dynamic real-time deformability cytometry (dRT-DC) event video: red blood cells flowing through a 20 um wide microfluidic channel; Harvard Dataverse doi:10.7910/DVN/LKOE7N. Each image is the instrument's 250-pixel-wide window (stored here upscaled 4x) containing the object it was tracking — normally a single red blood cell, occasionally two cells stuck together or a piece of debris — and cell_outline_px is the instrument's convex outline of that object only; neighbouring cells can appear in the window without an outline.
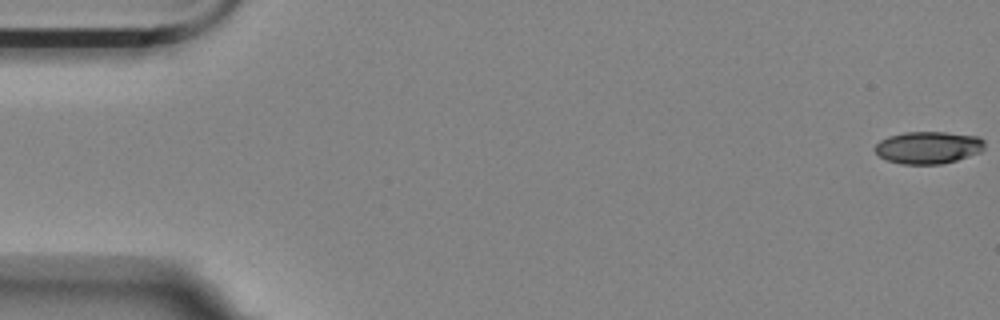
{"species": "Egyptian fruit bat (a non-hibernating species)", "species_latin": "Rousettus aegyptiacus", "temperature_condition": "room temperature", "stored_images_in_passage": 56, "camera_frame_rate_fps": 3000, "um_per_image_px": 0.085, "animal": {"sex": "female"}, "frame": {"image": 1, "passage_image": 1, "time_ms": 0.0, "image_size_px": [1000, 320], "cell_outline_px": [[984, 148], [980, 152], [956, 160], [940, 164], [900, 164], [884, 160], [872, 148], [880, 140], [888, 136], [904, 132], [944, 132], [980, 136], [984, 140]], "centroid_in_image_um": [78.87, 12.53], "position_along_channel_um": 6.1, "area_um2": 20.81}}
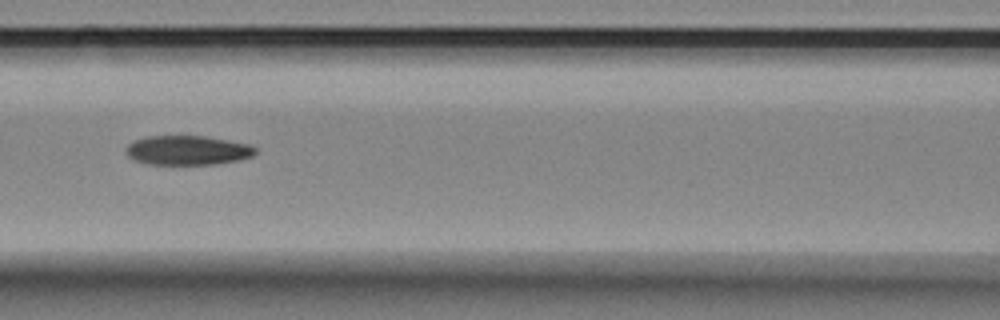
{"frame": {"image": 2, "passage_image": 25, "time_ms": 8.0, "image_size_px": [1000, 320], "cell_outline_px": [[256, 152], [252, 156], [236, 160], [212, 164], [148, 164], [136, 160], [128, 156], [124, 152], [124, 148], [132, 140], [144, 136], [204, 136], [252, 144], [256, 148]], "centroid_in_image_um": [15.9, 12.76], "position_along_channel_um": 150.7, "area_um2": 22.25}}
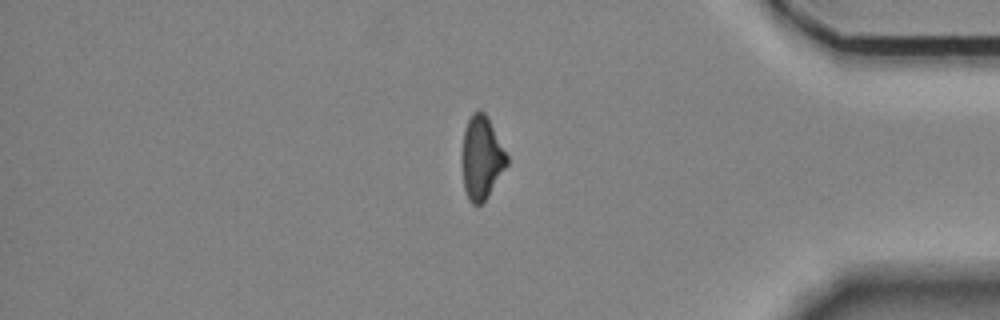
{"frame": {"image": 3, "passage_image": 48, "time_ms": 15.667, "image_size_px": [1000, 320], "cell_outline_px": [[508, 164], [488, 196], [480, 204], [472, 204], [464, 188], [460, 156], [464, 132], [468, 120], [472, 112], [480, 108], [484, 112], [508, 156]], "centroid_in_image_um": [40.9, 13.4], "position_along_channel_um": 394.3, "area_um2": 21.73}}